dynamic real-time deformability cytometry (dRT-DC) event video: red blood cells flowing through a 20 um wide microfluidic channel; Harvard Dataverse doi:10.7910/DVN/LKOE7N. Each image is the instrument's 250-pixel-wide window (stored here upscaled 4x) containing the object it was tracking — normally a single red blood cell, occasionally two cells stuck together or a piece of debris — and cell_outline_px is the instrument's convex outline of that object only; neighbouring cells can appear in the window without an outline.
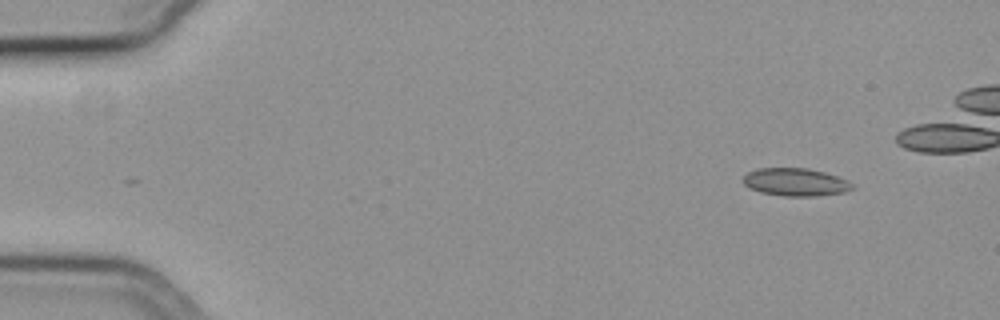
{"species": "common noctule bat (a hibernating species)", "species_latin": "Nyctalus noctula", "temperature_condition": "cold", "stored_images_in_passage": 44, "camera_frame_rate_fps": 3000, "um_per_image_px": 0.085, "animal": {"sex": "female", "body_mass_g": 19.3, "forearm_length_mm": 54.1}, "frame": {"image": 1, "passage_image": 1, "time_ms": 0.0, "image_size_px": [1000, 320], "cell_outline_px": [[856, 188], [844, 192], [816, 196], [784, 196], [760, 192], [748, 188], [744, 184], [744, 176], [748, 172], [760, 168], [808, 168], [824, 172], [848, 180], [856, 184]], "centroid_in_image_um": [67.66, 15.48], "position_along_channel_um": 17.3, "area_um2": 17.8}}
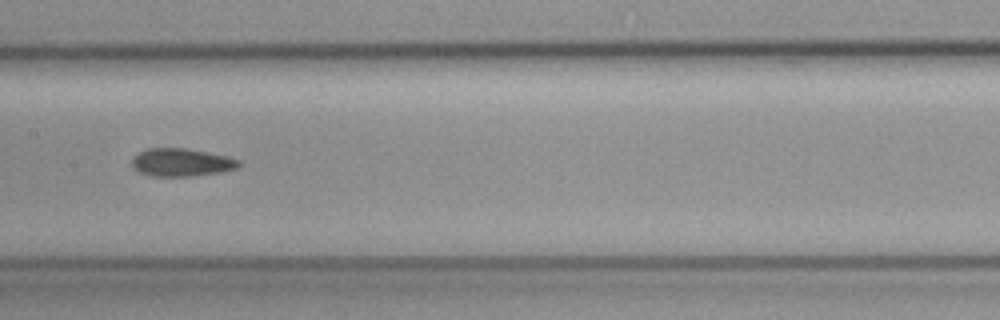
{"frame": {"image": 2, "passage_image": 24, "time_ms": 7.667, "image_size_px": [1000, 320], "cell_outline_px": [[240, 168], [224, 172], [192, 176], [152, 176], [140, 172], [132, 168], [132, 160], [140, 152], [148, 148], [184, 148], [224, 156], [240, 160]], "centroid_in_image_um": [15.44, 13.82], "position_along_channel_um": 192.0, "area_um2": 17.28}}
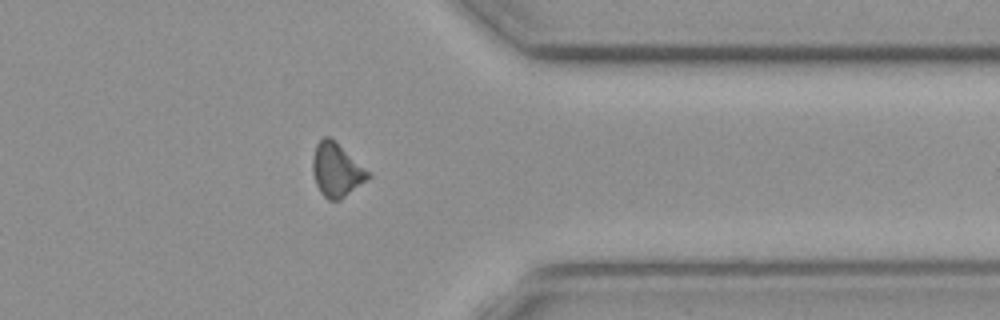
{"frame": {"image": 3, "passage_image": 40, "time_ms": 13.0, "image_size_px": [1000, 320], "cell_outline_px": [[372, 176], [340, 200], [328, 200], [320, 192], [316, 184], [312, 172], [312, 156], [316, 144], [324, 136], [328, 136], [372, 172]], "centroid_in_image_um": [28.61, 14.45], "position_along_channel_um": 382.8, "area_um2": 17.4}}